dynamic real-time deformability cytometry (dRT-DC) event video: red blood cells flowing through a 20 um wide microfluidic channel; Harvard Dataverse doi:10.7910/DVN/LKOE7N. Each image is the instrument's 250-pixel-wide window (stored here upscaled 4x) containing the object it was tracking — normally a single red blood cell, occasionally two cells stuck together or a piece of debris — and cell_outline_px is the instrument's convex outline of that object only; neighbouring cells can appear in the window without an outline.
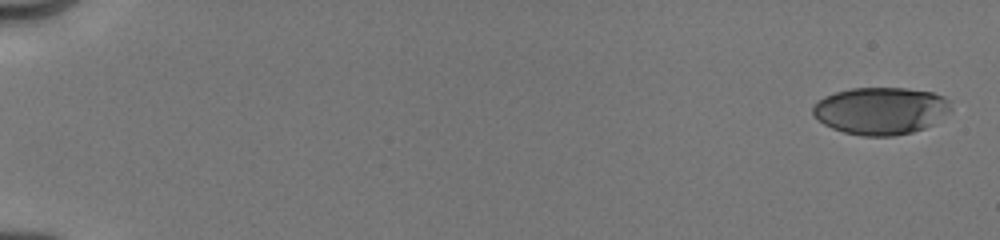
{"species": "human", "species_latin": "Homo sapiens", "temperature_condition": "cold", "stored_images_in_passage": 6, "camera_frame_rate_fps": 3000, "um_per_image_px": 0.085, "donor": {"sex": "male"}, "frame": {"image": 1, "passage_image": 1, "time_ms": 0.0, "image_size_px": [1000, 240], "cell_outline_px": [[952, 112], [932, 124], [924, 128], [912, 132], [892, 136], [860, 136], [844, 132], [832, 128], [824, 124], [812, 112], [812, 108], [824, 96], [836, 92], [852, 88], [904, 88], [932, 92], [944, 96], [948, 100], [952, 108]], "centroid_in_image_um": [74.91, 9.41], "position_along_channel_um": 10.1, "area_um2": 38.03}}
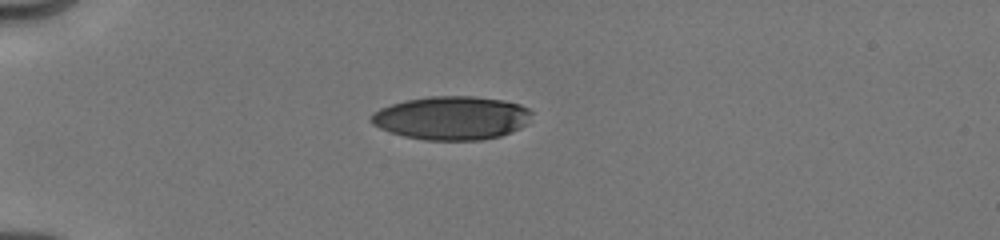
{"frame": {"image": 2, "passage_image": 5, "time_ms": 4.667, "image_size_px": [1000, 240], "cell_outline_px": [[532, 112], [524, 124], [520, 128], [500, 136], [480, 140], [424, 140], [404, 136], [380, 128], [372, 124], [368, 120], [380, 108], [404, 100], [428, 96], [472, 96], [504, 100], [520, 104], [528, 108]], "centroid_in_image_um": [38.38, 10.02], "position_along_channel_um": 46.6, "area_um2": 40.58}}